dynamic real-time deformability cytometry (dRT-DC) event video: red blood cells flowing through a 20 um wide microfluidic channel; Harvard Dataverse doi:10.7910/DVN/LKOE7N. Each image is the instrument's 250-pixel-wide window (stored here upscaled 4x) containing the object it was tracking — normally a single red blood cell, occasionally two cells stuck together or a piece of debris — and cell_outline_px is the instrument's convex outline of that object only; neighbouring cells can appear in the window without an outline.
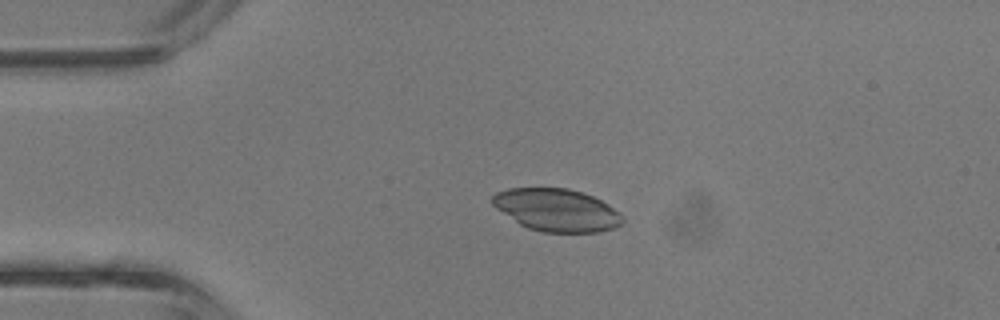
{"species": "common noctule bat (a hibernating species)", "species_latin": "Nyctalus noctula", "temperature_condition": "room temperature", "stored_images_in_passage": 3, "camera_frame_rate_fps": 3000, "um_per_image_px": 0.085, "animal": {"sex": "male", "body_mass_g": 13.3}, "frame": {"image": 1, "passage_image": 2, "time_ms": 0.333, "image_size_px": [1000, 320], "cell_outline_px": [[624, 220], [616, 228], [600, 232], [544, 232], [528, 228], [520, 224], [496, 208], [488, 200], [496, 192], [508, 188], [568, 188], [592, 196], [608, 204], [620, 212], [624, 216]], "centroid_in_image_um": [47.32, 17.85], "position_along_channel_um": 37.7, "area_um2": 32.37}}